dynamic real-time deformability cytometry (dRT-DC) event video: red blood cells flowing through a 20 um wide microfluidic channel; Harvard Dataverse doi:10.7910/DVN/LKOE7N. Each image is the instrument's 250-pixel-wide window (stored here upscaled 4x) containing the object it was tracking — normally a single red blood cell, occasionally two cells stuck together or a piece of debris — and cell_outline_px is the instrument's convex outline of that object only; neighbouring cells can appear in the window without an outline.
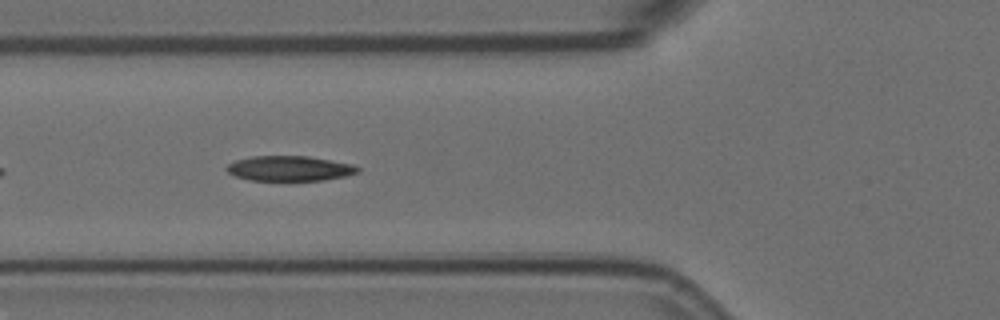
{"species": "Egyptian fruit bat (a non-hibernating species)", "species_latin": "Rousettus aegyptiacus", "temperature_condition": "room temperature", "stored_images_in_passage": 15, "segment_of_instrument_passage": [2, 2], "camera_frame_rate_fps": 3000, "um_per_image_px": 0.085, "animal": {"sex": "female"}, "frame": {"image": 1, "passage_image": 6, "time_ms": 1.667, "image_size_px": [1000, 320], "cell_outline_px": [[360, 172], [344, 176], [324, 180], [248, 180], [236, 176], [228, 172], [224, 168], [228, 164], [236, 160], [252, 156], [308, 156], [352, 164], [360, 168]], "centroid_in_image_um": [24.6, 14.31], "position_along_channel_um": 101.2, "area_um2": 19.07}}
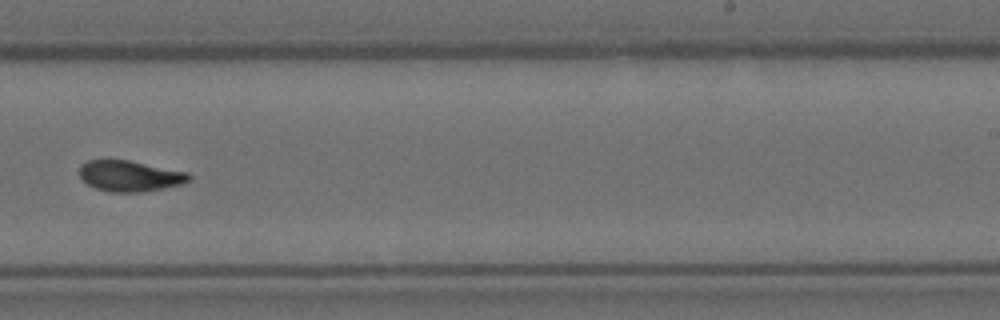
{"frame": {"image": 2, "passage_image": 10, "time_ms": 3.0, "image_size_px": [1000, 320], "cell_outline_px": [[192, 180], [184, 184], [164, 188], [140, 192], [112, 192], [96, 188], [88, 184], [80, 176], [80, 164], [88, 160], [104, 156], [128, 160], [188, 172], [192, 176]], "centroid_in_image_um": [11.03, 14.92], "position_along_channel_um": 278.0, "area_um2": 20.29}}
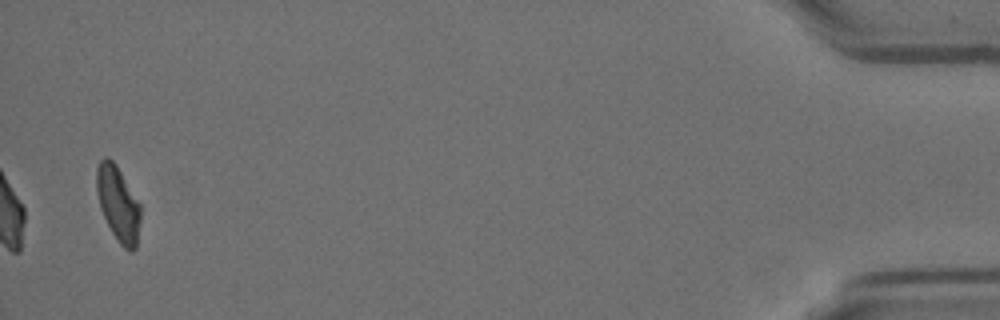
{"frame": {"image": 3, "passage_image": 15, "time_ms": 4.667, "image_size_px": [1000, 320], "cell_outline_px": [[140, 220], [136, 248], [132, 252], [128, 252], [120, 244], [112, 232], [100, 208], [96, 188], [96, 168], [100, 160], [104, 156], [108, 156], [116, 164], [140, 204]], "centroid_in_image_um": [10.03, 17.31], "position_along_channel_um": 425.2, "area_um2": 19.19}}